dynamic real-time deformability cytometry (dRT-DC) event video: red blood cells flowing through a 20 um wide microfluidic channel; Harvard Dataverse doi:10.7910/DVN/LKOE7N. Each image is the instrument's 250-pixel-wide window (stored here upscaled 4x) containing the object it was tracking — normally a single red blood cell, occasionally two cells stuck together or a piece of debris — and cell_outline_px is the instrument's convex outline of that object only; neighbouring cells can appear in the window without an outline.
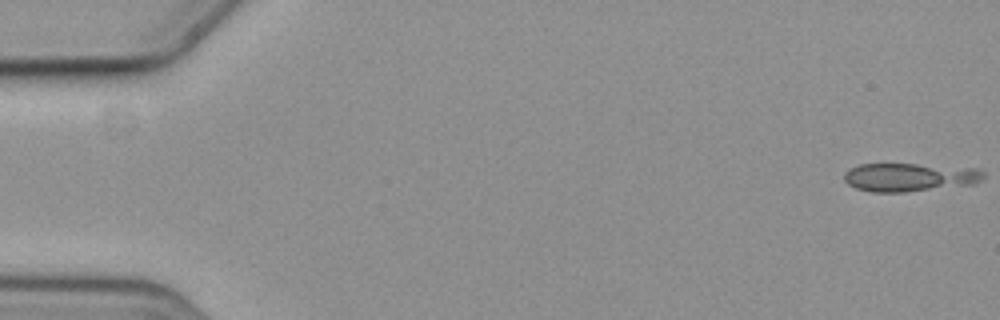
{"species": "common noctule bat (a hibernating species)", "species_latin": "Nyctalus noctula", "temperature_condition": "cold", "stored_images_in_passage": 3, "camera_frame_rate_fps": 3000, "um_per_image_px": 0.085, "animal": {"sex": "female", "body_mass_g": 19.3, "forearm_length_mm": 54.1}, "frame": {"image": 1, "passage_image": 1, "time_ms": 0.0, "image_size_px": [1000, 320], "cell_outline_px": [[984, 176], [972, 184], [904, 192], [872, 192], [856, 188], [848, 184], [844, 180], [844, 172], [860, 164], [916, 164], [976, 168], [984, 172]], "centroid_in_image_um": [77.27, 15.06], "position_along_channel_um": 7.7, "area_um2": 22.77}}